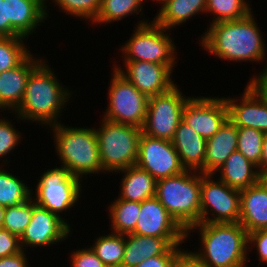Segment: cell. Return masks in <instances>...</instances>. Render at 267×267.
Segmentation results:
<instances>
[{
    "label": "cell",
    "instance_id": "6da1fadb",
    "mask_svg": "<svg viewBox=\"0 0 267 267\" xmlns=\"http://www.w3.org/2000/svg\"><path fill=\"white\" fill-rule=\"evenodd\" d=\"M254 19L256 18L252 12L240 20L210 24L204 35L201 34L199 44L208 53L221 60L241 63L251 61L258 64L265 61V68L267 46L262 36L263 32Z\"/></svg>",
    "mask_w": 267,
    "mask_h": 267
},
{
    "label": "cell",
    "instance_id": "7a4b0ae2",
    "mask_svg": "<svg viewBox=\"0 0 267 267\" xmlns=\"http://www.w3.org/2000/svg\"><path fill=\"white\" fill-rule=\"evenodd\" d=\"M45 60L31 72L22 103L13 114L20 122L31 121L39 126L41 124L50 127L61 123V113L66 110L73 93L62 85L55 71L49 66L48 60Z\"/></svg>",
    "mask_w": 267,
    "mask_h": 267
},
{
    "label": "cell",
    "instance_id": "3957f363",
    "mask_svg": "<svg viewBox=\"0 0 267 267\" xmlns=\"http://www.w3.org/2000/svg\"><path fill=\"white\" fill-rule=\"evenodd\" d=\"M199 230L200 248L193 251L209 267H246L249 258L248 233L238 223H198L186 231V238ZM194 230V231H193Z\"/></svg>",
    "mask_w": 267,
    "mask_h": 267
},
{
    "label": "cell",
    "instance_id": "277c9868",
    "mask_svg": "<svg viewBox=\"0 0 267 267\" xmlns=\"http://www.w3.org/2000/svg\"><path fill=\"white\" fill-rule=\"evenodd\" d=\"M48 128L52 131L60 166L71 175L83 180L88 179L87 175L104 173L95 127H70L59 123Z\"/></svg>",
    "mask_w": 267,
    "mask_h": 267
},
{
    "label": "cell",
    "instance_id": "5b68a950",
    "mask_svg": "<svg viewBox=\"0 0 267 267\" xmlns=\"http://www.w3.org/2000/svg\"><path fill=\"white\" fill-rule=\"evenodd\" d=\"M200 196L201 172L185 170L157 180L155 197L185 231L200 223Z\"/></svg>",
    "mask_w": 267,
    "mask_h": 267
},
{
    "label": "cell",
    "instance_id": "8992f818",
    "mask_svg": "<svg viewBox=\"0 0 267 267\" xmlns=\"http://www.w3.org/2000/svg\"><path fill=\"white\" fill-rule=\"evenodd\" d=\"M95 129L104 174L136 165L142 129L106 118Z\"/></svg>",
    "mask_w": 267,
    "mask_h": 267
},
{
    "label": "cell",
    "instance_id": "52a82bcc",
    "mask_svg": "<svg viewBox=\"0 0 267 267\" xmlns=\"http://www.w3.org/2000/svg\"><path fill=\"white\" fill-rule=\"evenodd\" d=\"M135 26L132 36L121 45L122 62L148 61L174 69L177 48L172 36H169L170 30L147 19L138 21Z\"/></svg>",
    "mask_w": 267,
    "mask_h": 267
},
{
    "label": "cell",
    "instance_id": "ba28073f",
    "mask_svg": "<svg viewBox=\"0 0 267 267\" xmlns=\"http://www.w3.org/2000/svg\"><path fill=\"white\" fill-rule=\"evenodd\" d=\"M82 182L65 167L56 166L43 172L31 197L36 205L64 218L61 216L63 212L65 214L70 208L77 206L84 185Z\"/></svg>",
    "mask_w": 267,
    "mask_h": 267
},
{
    "label": "cell",
    "instance_id": "9c48e42d",
    "mask_svg": "<svg viewBox=\"0 0 267 267\" xmlns=\"http://www.w3.org/2000/svg\"><path fill=\"white\" fill-rule=\"evenodd\" d=\"M108 88V107L103 112L107 120L141 128L147 114L148 97L140 92L114 67Z\"/></svg>",
    "mask_w": 267,
    "mask_h": 267
},
{
    "label": "cell",
    "instance_id": "30bf717a",
    "mask_svg": "<svg viewBox=\"0 0 267 267\" xmlns=\"http://www.w3.org/2000/svg\"><path fill=\"white\" fill-rule=\"evenodd\" d=\"M179 86L149 97L142 133L153 138L172 140L182 120V112L191 96H185Z\"/></svg>",
    "mask_w": 267,
    "mask_h": 267
},
{
    "label": "cell",
    "instance_id": "8fae6325",
    "mask_svg": "<svg viewBox=\"0 0 267 267\" xmlns=\"http://www.w3.org/2000/svg\"><path fill=\"white\" fill-rule=\"evenodd\" d=\"M216 180V181H215ZM202 223H238L240 217V190L229 187L213 174L201 173ZM211 214V215H210Z\"/></svg>",
    "mask_w": 267,
    "mask_h": 267
},
{
    "label": "cell",
    "instance_id": "7c38bea8",
    "mask_svg": "<svg viewBox=\"0 0 267 267\" xmlns=\"http://www.w3.org/2000/svg\"><path fill=\"white\" fill-rule=\"evenodd\" d=\"M136 165L147 171L156 180L182 173L179 155L170 140L141 134Z\"/></svg>",
    "mask_w": 267,
    "mask_h": 267
},
{
    "label": "cell",
    "instance_id": "4fadbf2b",
    "mask_svg": "<svg viewBox=\"0 0 267 267\" xmlns=\"http://www.w3.org/2000/svg\"><path fill=\"white\" fill-rule=\"evenodd\" d=\"M227 119L224 97L192 96L182 112V120L206 140L214 136Z\"/></svg>",
    "mask_w": 267,
    "mask_h": 267
},
{
    "label": "cell",
    "instance_id": "5bb4252c",
    "mask_svg": "<svg viewBox=\"0 0 267 267\" xmlns=\"http://www.w3.org/2000/svg\"><path fill=\"white\" fill-rule=\"evenodd\" d=\"M71 231V226L65 218L36 205L32 210L31 220L20 237V245L22 250L26 247H50L67 240L72 234Z\"/></svg>",
    "mask_w": 267,
    "mask_h": 267
},
{
    "label": "cell",
    "instance_id": "9a60e30c",
    "mask_svg": "<svg viewBox=\"0 0 267 267\" xmlns=\"http://www.w3.org/2000/svg\"><path fill=\"white\" fill-rule=\"evenodd\" d=\"M114 68L148 98L170 91L177 84L173 81V69L148 61H124L123 67ZM126 68V69H125Z\"/></svg>",
    "mask_w": 267,
    "mask_h": 267
},
{
    "label": "cell",
    "instance_id": "2e32d148",
    "mask_svg": "<svg viewBox=\"0 0 267 267\" xmlns=\"http://www.w3.org/2000/svg\"><path fill=\"white\" fill-rule=\"evenodd\" d=\"M132 233L161 238H186V231L156 197L140 203L137 225Z\"/></svg>",
    "mask_w": 267,
    "mask_h": 267
},
{
    "label": "cell",
    "instance_id": "e0dca14e",
    "mask_svg": "<svg viewBox=\"0 0 267 267\" xmlns=\"http://www.w3.org/2000/svg\"><path fill=\"white\" fill-rule=\"evenodd\" d=\"M224 99L228 118L237 127L253 128L267 134V102L248 83L242 96Z\"/></svg>",
    "mask_w": 267,
    "mask_h": 267
},
{
    "label": "cell",
    "instance_id": "ac0fdd59",
    "mask_svg": "<svg viewBox=\"0 0 267 267\" xmlns=\"http://www.w3.org/2000/svg\"><path fill=\"white\" fill-rule=\"evenodd\" d=\"M35 56V57H34ZM32 53L13 69L0 72V109L13 113L22 103L31 72L43 61Z\"/></svg>",
    "mask_w": 267,
    "mask_h": 267
},
{
    "label": "cell",
    "instance_id": "d6986e66",
    "mask_svg": "<svg viewBox=\"0 0 267 267\" xmlns=\"http://www.w3.org/2000/svg\"><path fill=\"white\" fill-rule=\"evenodd\" d=\"M187 238H161L125 235V250L121 267H136L149 257L165 254L173 245H182Z\"/></svg>",
    "mask_w": 267,
    "mask_h": 267
},
{
    "label": "cell",
    "instance_id": "ffe728a7",
    "mask_svg": "<svg viewBox=\"0 0 267 267\" xmlns=\"http://www.w3.org/2000/svg\"><path fill=\"white\" fill-rule=\"evenodd\" d=\"M40 0H7V19L19 37H30L50 13Z\"/></svg>",
    "mask_w": 267,
    "mask_h": 267
},
{
    "label": "cell",
    "instance_id": "44dd1931",
    "mask_svg": "<svg viewBox=\"0 0 267 267\" xmlns=\"http://www.w3.org/2000/svg\"><path fill=\"white\" fill-rule=\"evenodd\" d=\"M171 142L186 170L205 174L206 139L181 120Z\"/></svg>",
    "mask_w": 267,
    "mask_h": 267
},
{
    "label": "cell",
    "instance_id": "7402d4cb",
    "mask_svg": "<svg viewBox=\"0 0 267 267\" xmlns=\"http://www.w3.org/2000/svg\"><path fill=\"white\" fill-rule=\"evenodd\" d=\"M239 223L247 233L267 229V188L261 181L240 190Z\"/></svg>",
    "mask_w": 267,
    "mask_h": 267
},
{
    "label": "cell",
    "instance_id": "603a6c76",
    "mask_svg": "<svg viewBox=\"0 0 267 267\" xmlns=\"http://www.w3.org/2000/svg\"><path fill=\"white\" fill-rule=\"evenodd\" d=\"M237 126L228 118L219 131L207 139L205 154V174H217L227 158L237 151Z\"/></svg>",
    "mask_w": 267,
    "mask_h": 267
},
{
    "label": "cell",
    "instance_id": "cb8c5ba5",
    "mask_svg": "<svg viewBox=\"0 0 267 267\" xmlns=\"http://www.w3.org/2000/svg\"><path fill=\"white\" fill-rule=\"evenodd\" d=\"M220 181L239 190L248 188L260 181L258 166L244 157L239 151L233 152L216 171Z\"/></svg>",
    "mask_w": 267,
    "mask_h": 267
},
{
    "label": "cell",
    "instance_id": "d4e9b609",
    "mask_svg": "<svg viewBox=\"0 0 267 267\" xmlns=\"http://www.w3.org/2000/svg\"><path fill=\"white\" fill-rule=\"evenodd\" d=\"M159 6L153 21L171 31L196 15H205L207 0H165Z\"/></svg>",
    "mask_w": 267,
    "mask_h": 267
},
{
    "label": "cell",
    "instance_id": "484cf974",
    "mask_svg": "<svg viewBox=\"0 0 267 267\" xmlns=\"http://www.w3.org/2000/svg\"><path fill=\"white\" fill-rule=\"evenodd\" d=\"M117 173H122L119 199L142 202L155 197L157 180L137 165H132Z\"/></svg>",
    "mask_w": 267,
    "mask_h": 267
},
{
    "label": "cell",
    "instance_id": "4316f807",
    "mask_svg": "<svg viewBox=\"0 0 267 267\" xmlns=\"http://www.w3.org/2000/svg\"><path fill=\"white\" fill-rule=\"evenodd\" d=\"M112 233L129 234L135 230L140 212V202L115 198L107 207Z\"/></svg>",
    "mask_w": 267,
    "mask_h": 267
},
{
    "label": "cell",
    "instance_id": "83f0119b",
    "mask_svg": "<svg viewBox=\"0 0 267 267\" xmlns=\"http://www.w3.org/2000/svg\"><path fill=\"white\" fill-rule=\"evenodd\" d=\"M20 176L6 171L0 166V205L8 208L15 207L31 198L32 187H28Z\"/></svg>",
    "mask_w": 267,
    "mask_h": 267
},
{
    "label": "cell",
    "instance_id": "f1b7e54d",
    "mask_svg": "<svg viewBox=\"0 0 267 267\" xmlns=\"http://www.w3.org/2000/svg\"><path fill=\"white\" fill-rule=\"evenodd\" d=\"M145 0H101V9L92 24H111L130 17L131 15H143ZM141 12V13H140Z\"/></svg>",
    "mask_w": 267,
    "mask_h": 267
},
{
    "label": "cell",
    "instance_id": "f546056e",
    "mask_svg": "<svg viewBox=\"0 0 267 267\" xmlns=\"http://www.w3.org/2000/svg\"><path fill=\"white\" fill-rule=\"evenodd\" d=\"M90 246L106 267H121L125 250V235L107 233L97 237Z\"/></svg>",
    "mask_w": 267,
    "mask_h": 267
},
{
    "label": "cell",
    "instance_id": "4dcf8cb0",
    "mask_svg": "<svg viewBox=\"0 0 267 267\" xmlns=\"http://www.w3.org/2000/svg\"><path fill=\"white\" fill-rule=\"evenodd\" d=\"M247 2L249 0H207L206 13L214 16L210 24L246 18L253 12Z\"/></svg>",
    "mask_w": 267,
    "mask_h": 267
},
{
    "label": "cell",
    "instance_id": "1f68e13d",
    "mask_svg": "<svg viewBox=\"0 0 267 267\" xmlns=\"http://www.w3.org/2000/svg\"><path fill=\"white\" fill-rule=\"evenodd\" d=\"M25 37H0V72L15 68L32 52ZM27 46V47H26Z\"/></svg>",
    "mask_w": 267,
    "mask_h": 267
},
{
    "label": "cell",
    "instance_id": "d6a6232c",
    "mask_svg": "<svg viewBox=\"0 0 267 267\" xmlns=\"http://www.w3.org/2000/svg\"><path fill=\"white\" fill-rule=\"evenodd\" d=\"M237 151L258 166L261 173L262 145L265 133L253 128L237 127Z\"/></svg>",
    "mask_w": 267,
    "mask_h": 267
},
{
    "label": "cell",
    "instance_id": "836d02e7",
    "mask_svg": "<svg viewBox=\"0 0 267 267\" xmlns=\"http://www.w3.org/2000/svg\"><path fill=\"white\" fill-rule=\"evenodd\" d=\"M35 206L31 197L15 207L5 208L2 228L20 238L31 220L32 210Z\"/></svg>",
    "mask_w": 267,
    "mask_h": 267
},
{
    "label": "cell",
    "instance_id": "e575fe53",
    "mask_svg": "<svg viewBox=\"0 0 267 267\" xmlns=\"http://www.w3.org/2000/svg\"><path fill=\"white\" fill-rule=\"evenodd\" d=\"M54 6L59 7L65 15H72L91 23L96 19L100 9L101 0H53Z\"/></svg>",
    "mask_w": 267,
    "mask_h": 267
},
{
    "label": "cell",
    "instance_id": "d590c367",
    "mask_svg": "<svg viewBox=\"0 0 267 267\" xmlns=\"http://www.w3.org/2000/svg\"><path fill=\"white\" fill-rule=\"evenodd\" d=\"M0 117V161L3 160L2 166L5 167L10 163L9 159H6L10 158L7 155L9 156L12 151L17 149L16 147L21 143L22 134L12 124V119L9 121L7 117H5L6 119Z\"/></svg>",
    "mask_w": 267,
    "mask_h": 267
},
{
    "label": "cell",
    "instance_id": "8d00e7d4",
    "mask_svg": "<svg viewBox=\"0 0 267 267\" xmlns=\"http://www.w3.org/2000/svg\"><path fill=\"white\" fill-rule=\"evenodd\" d=\"M71 267H106L91 247L79 248L71 251Z\"/></svg>",
    "mask_w": 267,
    "mask_h": 267
},
{
    "label": "cell",
    "instance_id": "74e56055",
    "mask_svg": "<svg viewBox=\"0 0 267 267\" xmlns=\"http://www.w3.org/2000/svg\"><path fill=\"white\" fill-rule=\"evenodd\" d=\"M180 246L182 245H173L165 254L149 257L136 267H174Z\"/></svg>",
    "mask_w": 267,
    "mask_h": 267
},
{
    "label": "cell",
    "instance_id": "f35d334b",
    "mask_svg": "<svg viewBox=\"0 0 267 267\" xmlns=\"http://www.w3.org/2000/svg\"><path fill=\"white\" fill-rule=\"evenodd\" d=\"M256 247V255L260 263L267 264V229H258L248 233V249Z\"/></svg>",
    "mask_w": 267,
    "mask_h": 267
},
{
    "label": "cell",
    "instance_id": "ab89813d",
    "mask_svg": "<svg viewBox=\"0 0 267 267\" xmlns=\"http://www.w3.org/2000/svg\"><path fill=\"white\" fill-rule=\"evenodd\" d=\"M20 251H22L20 238L0 228V258L15 255Z\"/></svg>",
    "mask_w": 267,
    "mask_h": 267
},
{
    "label": "cell",
    "instance_id": "60d3db41",
    "mask_svg": "<svg viewBox=\"0 0 267 267\" xmlns=\"http://www.w3.org/2000/svg\"><path fill=\"white\" fill-rule=\"evenodd\" d=\"M174 267H209L193 251L180 250L175 259Z\"/></svg>",
    "mask_w": 267,
    "mask_h": 267
},
{
    "label": "cell",
    "instance_id": "b9f144b4",
    "mask_svg": "<svg viewBox=\"0 0 267 267\" xmlns=\"http://www.w3.org/2000/svg\"><path fill=\"white\" fill-rule=\"evenodd\" d=\"M252 75L248 84L267 102V67Z\"/></svg>",
    "mask_w": 267,
    "mask_h": 267
},
{
    "label": "cell",
    "instance_id": "7bdbcfd3",
    "mask_svg": "<svg viewBox=\"0 0 267 267\" xmlns=\"http://www.w3.org/2000/svg\"><path fill=\"white\" fill-rule=\"evenodd\" d=\"M0 37H19L11 29L7 19V0H0Z\"/></svg>",
    "mask_w": 267,
    "mask_h": 267
},
{
    "label": "cell",
    "instance_id": "ee69618b",
    "mask_svg": "<svg viewBox=\"0 0 267 267\" xmlns=\"http://www.w3.org/2000/svg\"><path fill=\"white\" fill-rule=\"evenodd\" d=\"M27 257L26 250L12 256L2 257L0 258V267H30Z\"/></svg>",
    "mask_w": 267,
    "mask_h": 267
},
{
    "label": "cell",
    "instance_id": "f6af8a7d",
    "mask_svg": "<svg viewBox=\"0 0 267 267\" xmlns=\"http://www.w3.org/2000/svg\"><path fill=\"white\" fill-rule=\"evenodd\" d=\"M267 172V134H265L262 145L261 173Z\"/></svg>",
    "mask_w": 267,
    "mask_h": 267
},
{
    "label": "cell",
    "instance_id": "bcb514c9",
    "mask_svg": "<svg viewBox=\"0 0 267 267\" xmlns=\"http://www.w3.org/2000/svg\"><path fill=\"white\" fill-rule=\"evenodd\" d=\"M5 207L0 205V228H2L4 222Z\"/></svg>",
    "mask_w": 267,
    "mask_h": 267
},
{
    "label": "cell",
    "instance_id": "7dc6e473",
    "mask_svg": "<svg viewBox=\"0 0 267 267\" xmlns=\"http://www.w3.org/2000/svg\"><path fill=\"white\" fill-rule=\"evenodd\" d=\"M260 181L264 184V186L267 188V172L260 174Z\"/></svg>",
    "mask_w": 267,
    "mask_h": 267
},
{
    "label": "cell",
    "instance_id": "c3c4849f",
    "mask_svg": "<svg viewBox=\"0 0 267 267\" xmlns=\"http://www.w3.org/2000/svg\"><path fill=\"white\" fill-rule=\"evenodd\" d=\"M45 6H47L48 1L47 0H40ZM53 1V0H50Z\"/></svg>",
    "mask_w": 267,
    "mask_h": 267
},
{
    "label": "cell",
    "instance_id": "681fc988",
    "mask_svg": "<svg viewBox=\"0 0 267 267\" xmlns=\"http://www.w3.org/2000/svg\"><path fill=\"white\" fill-rule=\"evenodd\" d=\"M152 1H155L156 3H159V4H161L163 1H165V0H152Z\"/></svg>",
    "mask_w": 267,
    "mask_h": 267
}]
</instances>
